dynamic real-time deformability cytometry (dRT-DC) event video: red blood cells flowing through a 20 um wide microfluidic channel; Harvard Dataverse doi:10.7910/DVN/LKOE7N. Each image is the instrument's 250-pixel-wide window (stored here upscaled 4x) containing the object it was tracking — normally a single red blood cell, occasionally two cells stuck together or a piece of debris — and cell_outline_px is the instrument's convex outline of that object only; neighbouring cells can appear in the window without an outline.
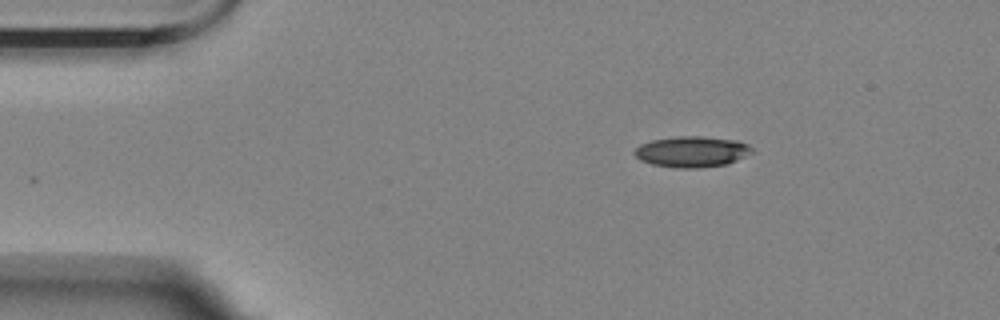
{"species": "Egyptian fruit bat (a non-hibernating species)", "species_latin": "Rousettus aegyptiacus", "temperature_condition": "room temperature", "stored_images_in_passage": 3, "camera_frame_rate_fps": 3000, "um_per_image_px": 0.085, "animal": {"sex": "female"}, "frame": {"image": 1, "passage_image": 1, "time_ms": 0.0, "image_size_px": [1000, 320], "cell_outline_px": [[756, 152], [728, 164], [700, 168], [676, 168], [652, 164], [640, 160], [632, 152], [640, 144], [652, 140], [676, 136], [700, 136], [736, 140], [748, 144]], "centroid_in_image_um": [58.84, 12.9], "position_along_channel_um": 26.2, "area_um2": 21.39}}